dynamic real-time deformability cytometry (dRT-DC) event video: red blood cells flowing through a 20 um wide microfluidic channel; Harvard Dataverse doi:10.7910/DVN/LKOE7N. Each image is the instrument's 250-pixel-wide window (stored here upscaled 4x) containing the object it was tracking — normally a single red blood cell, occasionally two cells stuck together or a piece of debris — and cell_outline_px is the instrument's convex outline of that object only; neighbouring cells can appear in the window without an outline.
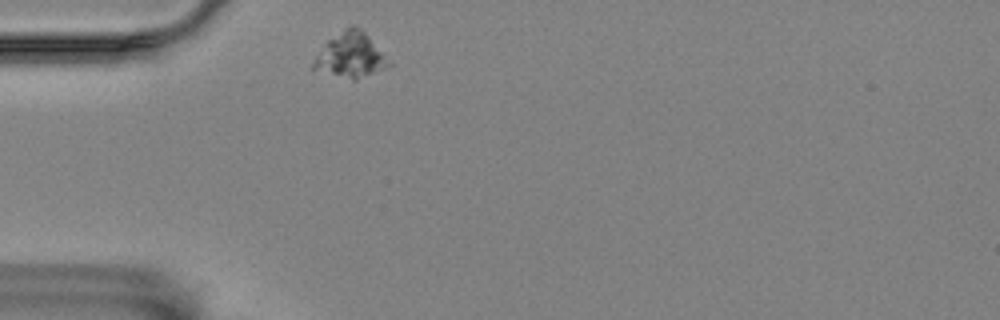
{"species": "Egyptian fruit bat (a non-hibernating species)", "species_latin": "Rousettus aegyptiacus", "temperature_condition": "room temperature", "stored_images_in_passage": 36, "camera_frame_rate_fps": 3000, "um_per_image_px": 0.085, "animal": {"sex": "female"}, "frame": {"image": 1, "passage_image": 1, "time_ms": 0.0, "image_size_px": [1000, 320], "cell_outline_px": [[392, 64], [388, 68], [356, 80], [352, 80], [308, 68], [324, 44], [328, 40], [344, 28], [352, 24], [360, 28], [368, 36]], "centroid_in_image_um": [29.78, 4.72], "position_along_channel_um": 55.2, "area_um2": 19.71}}
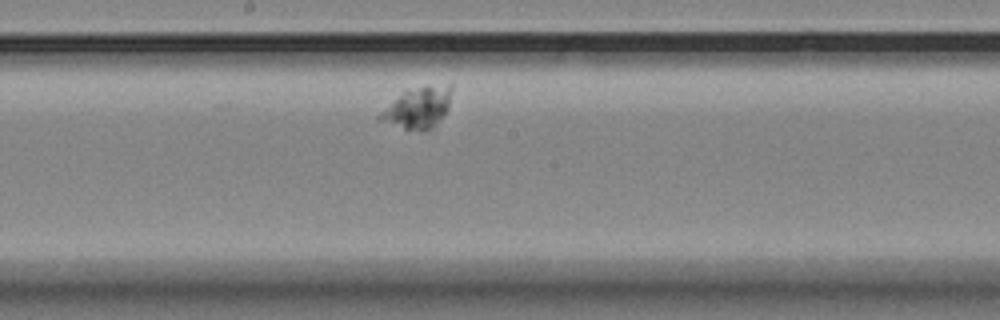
{"frame": {"image": 2, "passage_image": 17, "time_ms": 5.333, "image_size_px": [1000, 320], "cell_outline_px": [[452, 88], [448, 108], [432, 128], [424, 132], [420, 132], [404, 128], [376, 120], [376, 116], [380, 112], [404, 92], [428, 84], [452, 84]], "centroid_in_image_um": [35.53, 9.15], "position_along_channel_um": 212.7, "area_um2": 17.11}}
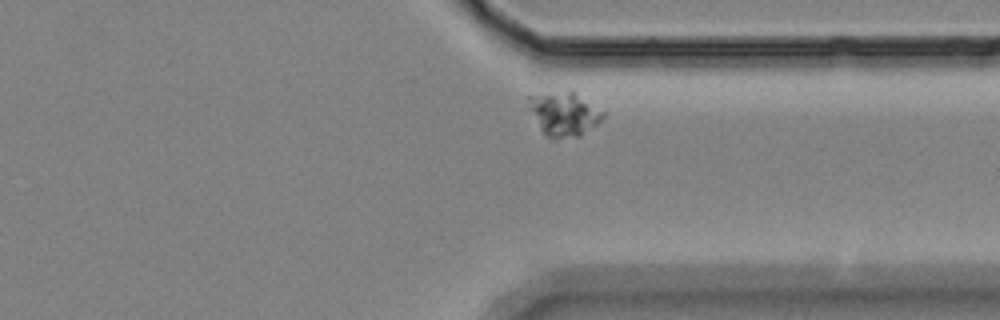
{"frame": {"image": 3, "passage_image": 31, "time_ms": 10.0, "image_size_px": [1000, 320], "cell_outline_px": [[604, 116], [596, 124], [580, 136], [556, 140], [552, 140], [544, 136], [528, 108], [524, 96], [572, 88], [604, 112]], "centroid_in_image_um": [47.87, 9.65], "position_along_channel_um": 363.5, "area_um2": 19.94}}